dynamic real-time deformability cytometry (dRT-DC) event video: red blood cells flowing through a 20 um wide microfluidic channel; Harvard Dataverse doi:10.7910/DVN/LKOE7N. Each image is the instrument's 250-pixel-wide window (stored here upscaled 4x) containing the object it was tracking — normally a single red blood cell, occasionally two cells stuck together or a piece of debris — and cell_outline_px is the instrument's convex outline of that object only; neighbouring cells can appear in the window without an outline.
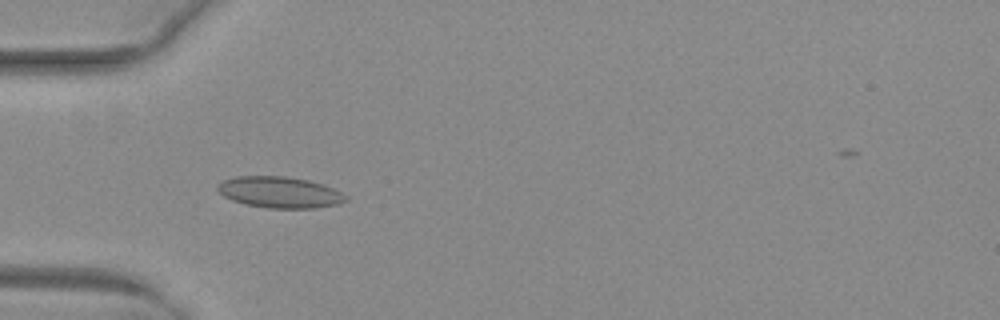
{"species": "common noctule bat (a hibernating species)", "species_latin": "Nyctalus noctula", "temperature_condition": "warm", "stored_images_in_passage": 41, "camera_frame_rate_fps": 3000, "um_per_image_px": 0.085, "animal": {"sex": "female", "body_mass_g": 29.2, "forearm_length_mm": 56.3}, "frame": {"image": 1, "passage_image": 6, "time_ms": 1.667, "image_size_px": [1000, 320], "cell_outline_px": [[348, 200], [340, 204], [316, 208], [268, 208], [244, 204], [232, 200], [224, 196], [216, 188], [216, 184], [224, 180], [236, 176], [284, 176], [308, 180], [324, 184], [348, 196]], "centroid_in_image_um": [23.79, 16.35], "position_along_channel_um": 61.2, "area_um2": 23.47}}
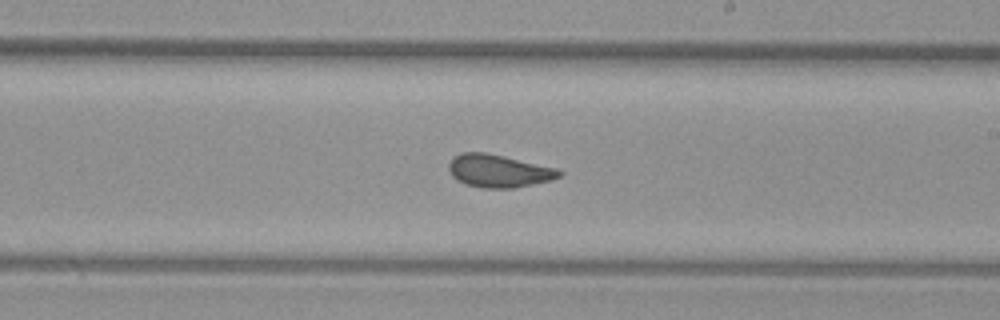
{"frame": {"image": 2, "passage_image": 20, "time_ms": 6.333, "image_size_px": [1000, 320], "cell_outline_px": [[564, 172], [560, 176], [552, 180], [516, 188], [480, 188], [464, 184], [456, 180], [452, 176], [448, 168], [448, 164], [460, 152], [484, 152], [504, 156], [556, 168]], "centroid_in_image_um": [42.38, 14.54], "position_along_channel_um": 246.6, "area_um2": 21.21}}
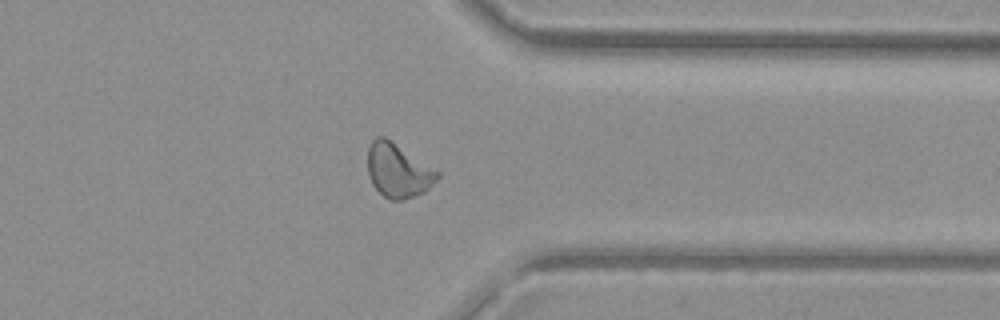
{"frame": {"image": 3, "passage_image": 30, "time_ms": 9.667, "image_size_px": [1000, 320], "cell_outline_px": [[440, 176], [424, 192], [416, 196], [404, 200], [392, 200], [384, 196], [372, 184], [368, 176], [368, 148], [372, 140], [376, 136], [384, 136], [440, 172]], "centroid_in_image_um": [33.82, 14.5], "position_along_channel_um": 377.6, "area_um2": 21.79}, "authors_computed_cell_mechanics": {"area_um2": 21.1548, "velocity_mm_per_s": 4.0496, "shape_relaxation_time_tau1_ms": 6.6705, "shape_relaxation_time_tau2_ms": 0.9977, "deformation_change_tau1": 0.1424, "deformation_change_tau2": 0.0605}}